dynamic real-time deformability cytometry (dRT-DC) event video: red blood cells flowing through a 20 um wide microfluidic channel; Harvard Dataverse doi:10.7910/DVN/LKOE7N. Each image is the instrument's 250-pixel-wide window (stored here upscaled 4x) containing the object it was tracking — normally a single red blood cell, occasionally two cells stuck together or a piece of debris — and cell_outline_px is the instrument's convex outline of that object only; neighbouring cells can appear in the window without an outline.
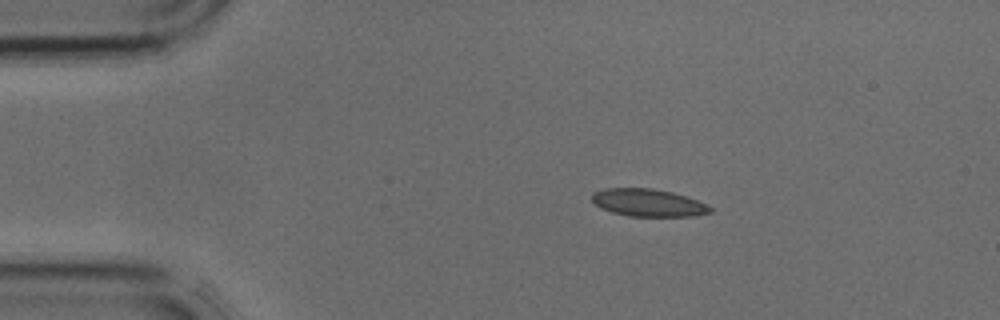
{"species": "common noctule bat (a hibernating species)", "species_latin": "Nyctalus noctula", "temperature_condition": "cold", "stored_images_in_passage": 3, "camera_frame_rate_fps": 3000, "um_per_image_px": 0.085, "animal": {"sex": "male", "body_mass_g": 17.9, "forearm_length_mm": 54.2}, "frame": {"image": 1, "passage_image": 2, "time_ms": 0.333, "image_size_px": [1000, 320], "cell_outline_px": [[712, 212], [692, 216], [628, 216], [612, 212], [600, 208], [592, 200], [592, 192], [604, 188], [652, 188], [672, 192], [696, 200], [712, 208]], "centroid_in_image_um": [55.05, 17.23], "position_along_channel_um": 30.0, "area_um2": 18.84}}